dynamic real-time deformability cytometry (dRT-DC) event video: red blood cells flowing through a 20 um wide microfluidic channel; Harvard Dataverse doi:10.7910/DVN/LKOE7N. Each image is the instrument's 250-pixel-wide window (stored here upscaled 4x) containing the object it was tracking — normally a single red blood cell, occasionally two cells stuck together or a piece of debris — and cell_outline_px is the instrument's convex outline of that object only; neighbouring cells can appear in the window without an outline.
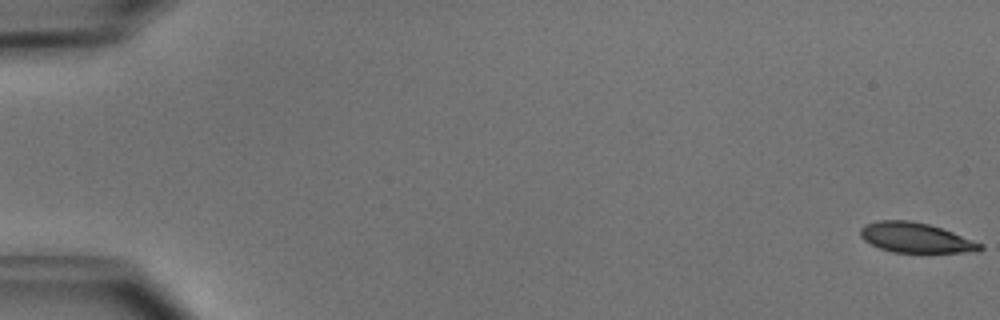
{"species": "common noctule bat (a hibernating species)", "species_latin": "Nyctalus noctula", "temperature_condition": "cold", "stored_images_in_passage": 52, "camera_frame_rate_fps": 3000, "um_per_image_px": 0.085, "animal": {"sex": "male", "body_mass_g": 15.6}, "frame": {"image": 1, "passage_image": 1, "time_ms": 0.0, "image_size_px": [1000, 320], "cell_outline_px": [[984, 248], [976, 252], [892, 252], [880, 248], [864, 240], [860, 236], [860, 228], [864, 224], [880, 220], [908, 220], [928, 224], [952, 232], [984, 244]], "centroid_in_image_um": [77.83, 20.2], "position_along_channel_um": 7.2, "area_um2": 20.81}}
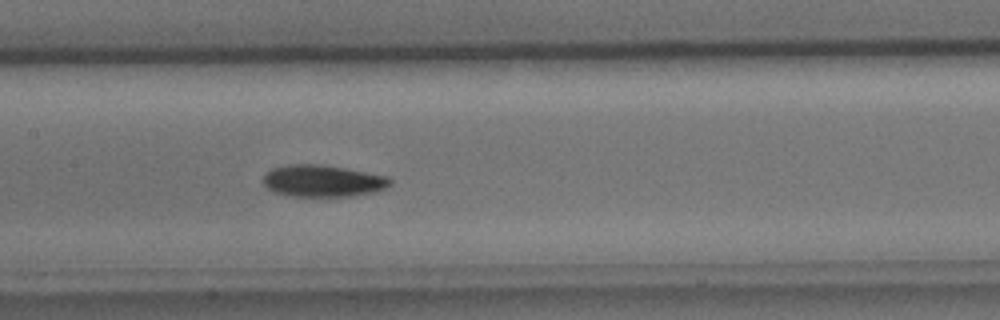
{"frame": {"image": 2, "passage_image": 26, "time_ms": 8.333, "image_size_px": [1000, 320], "cell_outline_px": [[392, 184], [376, 192], [352, 196], [292, 196], [272, 192], [264, 184], [264, 172], [272, 168], [288, 164], [316, 164], [344, 168], [388, 176], [392, 180]], "centroid_in_image_um": [27.43, 15.38], "position_along_channel_um": 180.0, "area_um2": 23.64}}
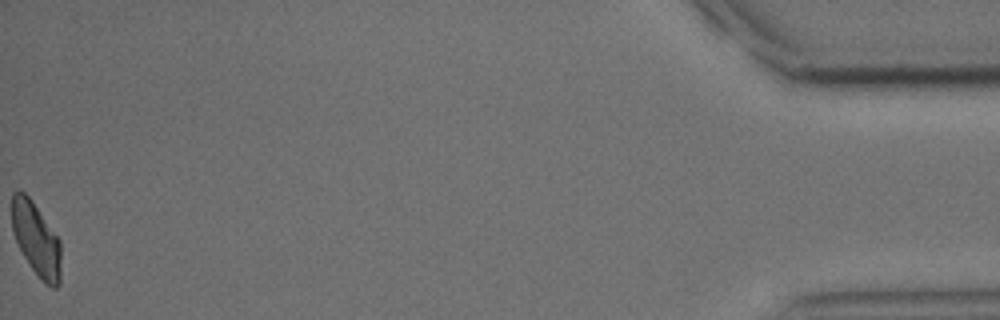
{"frame": {"image": 3, "passage_image": 52, "time_ms": 17.0, "image_size_px": [1000, 320], "cell_outline_px": [[60, 284], [56, 288], [52, 288], [44, 284], [32, 268], [24, 256], [12, 232], [12, 192], [24, 192], [32, 200], [60, 240]], "centroid_in_image_um": [3.08, 20.36], "position_along_channel_um": 432.1, "area_um2": 20.87}, "authors_computed_cell_mechanics": {"area_um2": 22.542, "velocity_mm_per_s": 3.9607, "shape_relaxation_time_tau1_ms": 3.5995, "shape_relaxation_time_tau2_ms": null, "deformation_change_tau1": 0.1245, "deformation_change_tau2": null}}